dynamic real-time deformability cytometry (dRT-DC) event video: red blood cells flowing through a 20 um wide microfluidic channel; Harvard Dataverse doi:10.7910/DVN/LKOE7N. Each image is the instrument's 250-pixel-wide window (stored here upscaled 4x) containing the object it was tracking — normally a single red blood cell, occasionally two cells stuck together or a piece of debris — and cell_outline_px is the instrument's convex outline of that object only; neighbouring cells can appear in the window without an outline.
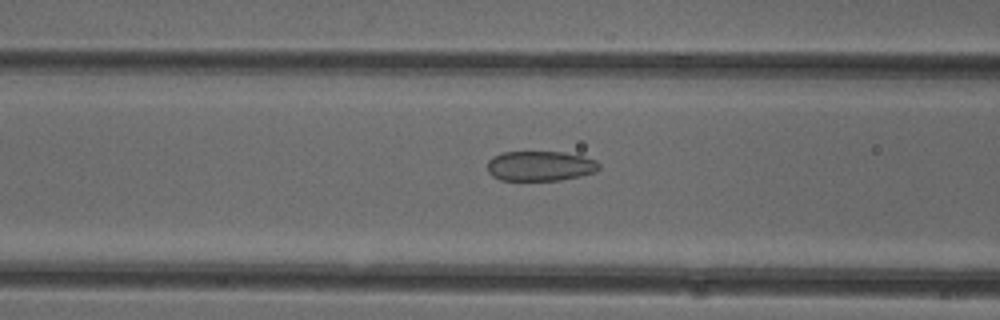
{"species": "common noctule bat (a hibernating species)", "species_latin": "Nyctalus noctula", "temperature_condition": "cold", "stored_images_in_passage": 33, "camera_frame_rate_fps": 3000, "um_per_image_px": 0.085, "animal": {"sex": "female"}, "frame": {"image": 1, "passage_image": 6, "time_ms": 1.667, "image_size_px": [1000, 320], "cell_outline_px": [[600, 168], [596, 172], [580, 176], [560, 180], [500, 180], [492, 176], [488, 172], [488, 160], [492, 156], [504, 152], [564, 152], [584, 156], [596, 160], [600, 164]], "centroid_in_image_um": [45.93, 14.11], "position_along_channel_um": 120.7, "area_um2": 19.65}}
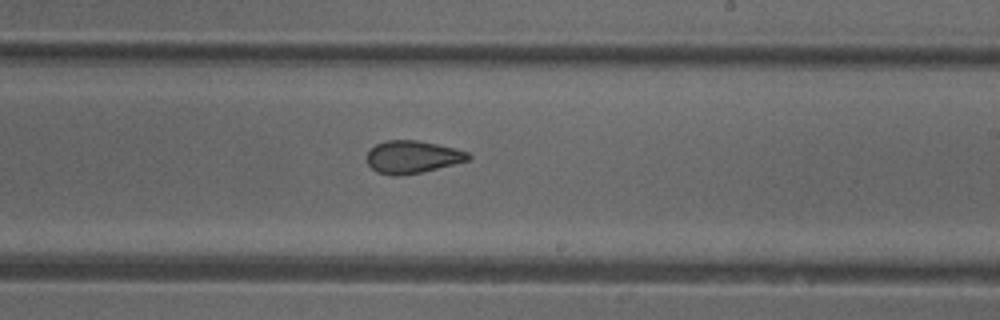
{"frame": {"image": 2, "passage_image": 16, "time_ms": 5.0, "image_size_px": [1000, 320], "cell_outline_px": [[472, 156], [468, 160], [424, 172], [400, 176], [392, 176], [376, 172], [368, 164], [368, 152], [376, 144], [384, 140], [416, 140], [456, 148], [468, 152]], "centroid_in_image_um": [35.06, 13.35], "position_along_channel_um": 253.9, "area_um2": 19.31}}
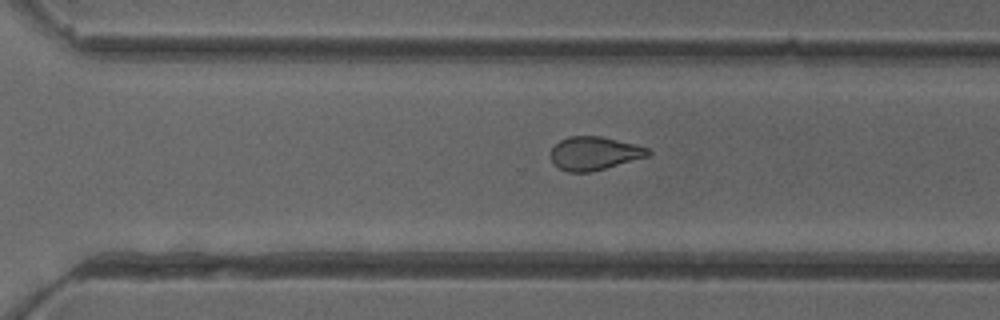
{"frame": {"image": 3, "passage_image": 21, "time_ms": 6.667, "image_size_px": [1000, 320], "cell_outline_px": [[652, 152], [648, 156], [604, 168], [588, 172], [568, 172], [560, 168], [548, 156], [552, 148], [560, 140], [568, 136], [600, 136], [636, 144], [648, 148]], "centroid_in_image_um": [50.5, 13.02], "position_along_channel_um": 320.1, "area_um2": 18.79}, "authors_computed_cell_mechanics": {"area_um2": 20.0566, "velocity_mm_per_s": 3.9915, "shape_relaxation_time_tau1_ms": null, "shape_relaxation_time_tau2_ms": 1.639, "deformation_change_tau1": null, "deformation_change_tau2": 0.0755}}